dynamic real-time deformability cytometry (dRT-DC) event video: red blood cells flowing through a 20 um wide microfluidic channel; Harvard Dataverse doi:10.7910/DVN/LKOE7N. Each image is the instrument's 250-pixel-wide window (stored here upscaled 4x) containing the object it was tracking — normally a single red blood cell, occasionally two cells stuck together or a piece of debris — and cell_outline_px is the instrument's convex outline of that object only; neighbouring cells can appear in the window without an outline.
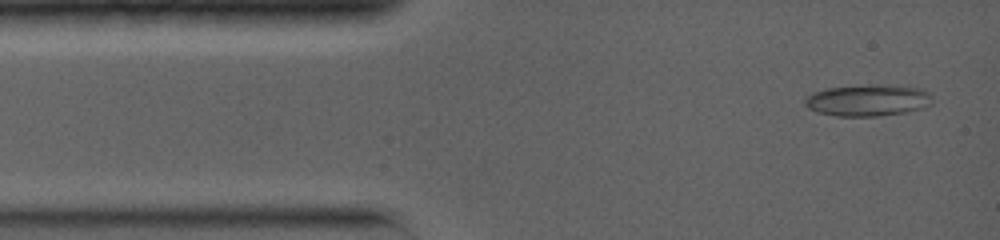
{"species": "common noctule bat (a hibernating species)", "species_latin": "Nyctalus noctula", "temperature_condition": "warm", "stored_images_in_passage": 3, "camera_frame_rate_fps": 5000, "um_per_image_px": 0.085, "animal": {"sex": "female", "body_mass_g": 19.0, "forearm_length_mm": 56.7}, "frame": {"image": 1, "passage_image": 1, "time_ms": 0.0, "image_size_px": [1000, 240], "cell_outline_px": [[932, 104], [924, 108], [908, 112], [876, 116], [836, 116], [816, 112], [808, 108], [804, 104], [804, 100], [808, 96], [824, 88], [872, 84], [924, 88], [932, 92]], "centroid_in_image_um": [73.82, 8.52], "position_along_channel_um": 11.2, "area_um2": 23.81}}
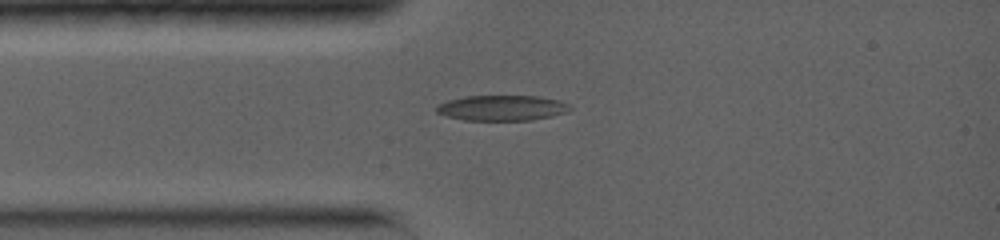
{"frame": {"image": 2, "passage_image": 3, "time_ms": 2.2, "image_size_px": [1000, 240], "cell_outline_px": [[572, 108], [568, 112], [552, 116], [532, 120], [464, 120], [448, 116], [436, 112], [436, 104], [448, 100], [464, 96], [536, 96], [560, 100], [568, 104]], "centroid_in_image_um": [42.67, 9.17], "position_along_channel_um": 42.3, "area_um2": 19.83}}